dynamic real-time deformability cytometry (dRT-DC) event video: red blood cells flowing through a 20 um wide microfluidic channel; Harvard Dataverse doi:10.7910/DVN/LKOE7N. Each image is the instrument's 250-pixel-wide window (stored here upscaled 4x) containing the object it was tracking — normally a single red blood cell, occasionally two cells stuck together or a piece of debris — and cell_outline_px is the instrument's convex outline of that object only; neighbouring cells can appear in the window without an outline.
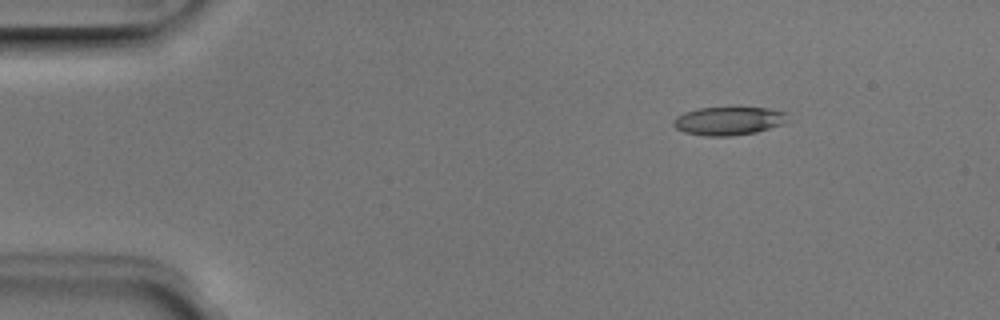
{"species": "Egyptian fruit bat (a non-hibernating species)", "species_latin": "Rousettus aegyptiacus", "temperature_condition": "room temperature", "stored_images_in_passage": 6, "segment_of_instrument_passage": [2, 2], "camera_frame_rate_fps": 3000, "um_per_image_px": 0.085, "animal": {"sex": "male"}, "frame": {"image": 1, "passage_image": 6, "time_ms": 1.667, "image_size_px": [1000, 320], "cell_outline_px": [[788, 112], [784, 124], [756, 132], [732, 136], [704, 136], [684, 132], [676, 128], [672, 124], [672, 120], [676, 116], [684, 112], [696, 108], [768, 108]], "centroid_in_image_um": [61.9, 10.28], "position_along_channel_um": 23.1, "area_um2": 18.96}}